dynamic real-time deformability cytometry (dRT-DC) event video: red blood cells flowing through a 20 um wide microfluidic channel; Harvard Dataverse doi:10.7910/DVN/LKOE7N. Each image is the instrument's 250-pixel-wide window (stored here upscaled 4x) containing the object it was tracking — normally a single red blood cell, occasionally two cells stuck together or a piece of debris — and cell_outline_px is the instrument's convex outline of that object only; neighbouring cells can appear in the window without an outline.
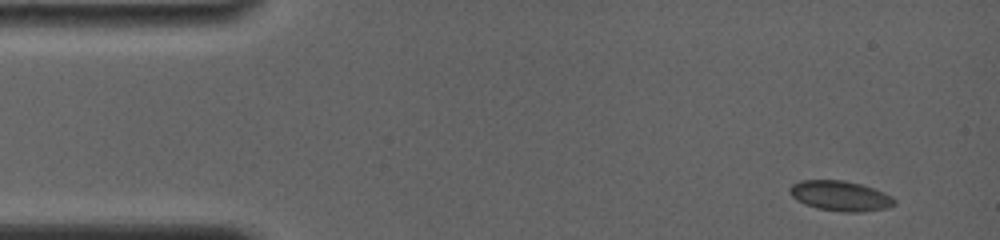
{"species": "common noctule bat (a hibernating species)", "species_latin": "Nyctalus noctula", "temperature_condition": "room temperature", "stored_images_in_passage": 8, "camera_frame_rate_fps": 4000, "um_per_image_px": 0.085, "animal": {"sex": "female", "body_mass_g": 19.0, "forearm_length_mm": 56.7}, "frame": {"image": 1, "passage_image": 1, "time_ms": 0.0, "image_size_px": [1000, 240], "cell_outline_px": [[896, 204], [888, 208], [860, 212], [844, 212], [816, 208], [804, 204], [796, 200], [788, 192], [788, 188], [792, 184], [800, 180], [844, 180], [860, 184], [884, 192], [892, 196], [896, 200]], "centroid_in_image_um": [71.41, 16.65], "position_along_channel_um": 13.6, "area_um2": 18.55}}
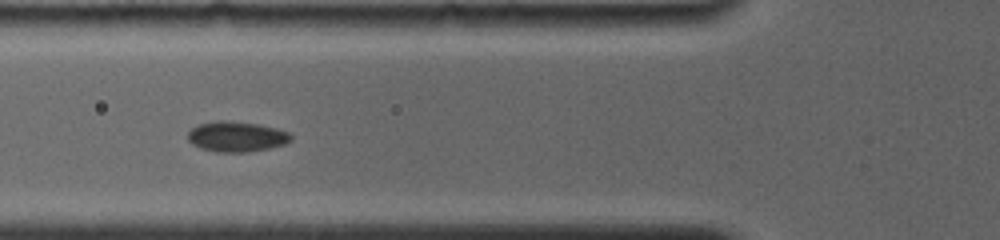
{"frame": {"image": 2, "passage_image": 6, "time_ms": 5.0, "image_size_px": [1000, 240], "cell_outline_px": [[292, 140], [284, 144], [268, 148], [248, 152], [216, 152], [200, 148], [192, 144], [188, 140], [188, 132], [196, 124], [216, 120], [228, 120], [256, 124], [276, 128], [288, 132], [292, 136]], "centroid_in_image_um": [20.07, 11.6], "position_along_channel_um": 105.7, "area_um2": 18.32}}
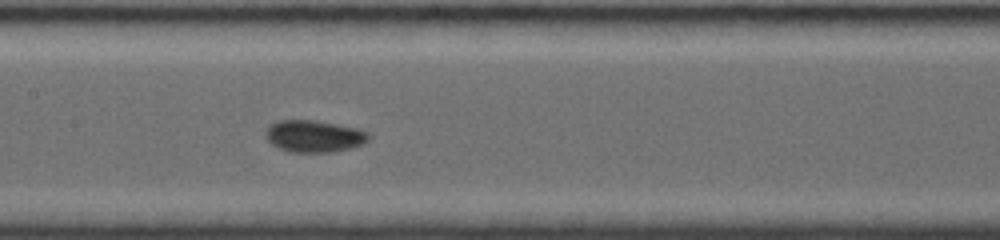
{"frame": {"image": 3, "passage_image": 8, "time_ms": 7.0, "image_size_px": [1000, 240], "cell_outline_px": [[368, 140], [360, 144], [348, 148], [328, 152], [292, 152], [280, 148], [272, 144], [268, 140], [268, 124], [280, 120], [316, 120], [356, 128], [368, 132]], "centroid_in_image_um": [26.68, 11.56], "position_along_channel_um": 180.7, "area_um2": 18.73}}